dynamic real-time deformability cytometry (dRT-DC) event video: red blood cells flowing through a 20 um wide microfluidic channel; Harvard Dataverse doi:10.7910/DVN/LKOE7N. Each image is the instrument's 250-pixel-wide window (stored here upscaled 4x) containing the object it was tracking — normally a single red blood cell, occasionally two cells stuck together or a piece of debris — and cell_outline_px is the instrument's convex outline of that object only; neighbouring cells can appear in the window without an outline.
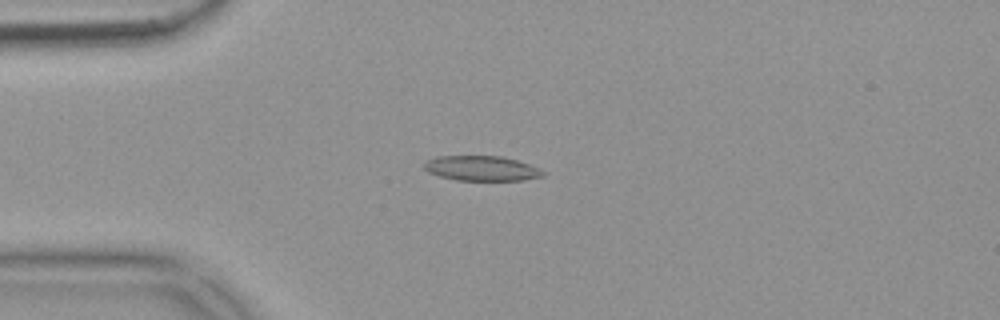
{"species": "common noctule bat (a hibernating species)", "species_latin": "Nyctalus noctula", "temperature_condition": "warm", "stored_images_in_passage": 55, "camera_frame_rate_fps": 3000, "um_per_image_px": 0.085, "animal": {"sex": "female", "body_mass_g": 18.4}, "frame": {"image": 1, "passage_image": 14, "time_ms": 4.333, "image_size_px": [1000, 320], "cell_outline_px": [[548, 172], [544, 176], [524, 180], [456, 180], [440, 176], [428, 172], [424, 168], [424, 160], [436, 156], [500, 156], [516, 160], [540, 168]], "centroid_in_image_um": [40.94, 14.31], "position_along_channel_um": 44.1, "area_um2": 17.4}}
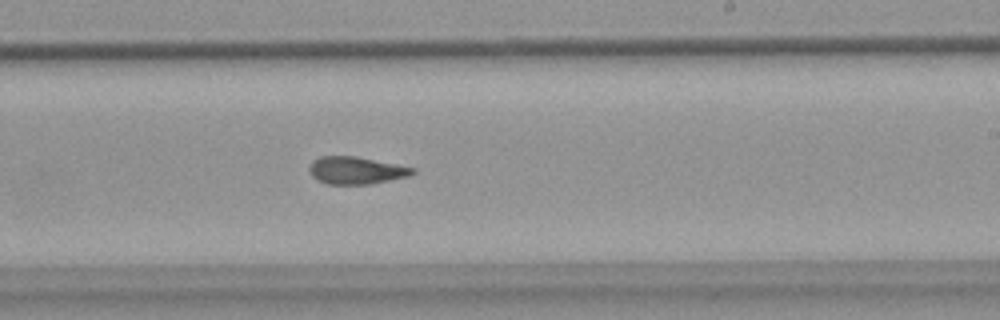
{"frame": {"image": 2, "passage_image": 33, "time_ms": 10.667, "image_size_px": [1000, 320], "cell_outline_px": [[416, 172], [408, 176], [372, 184], [328, 184], [316, 180], [312, 176], [308, 168], [312, 160], [320, 156], [356, 156], [416, 168]], "centroid_in_image_um": [30.25, 14.48], "position_along_channel_um": 258.8, "area_um2": 16.59}}
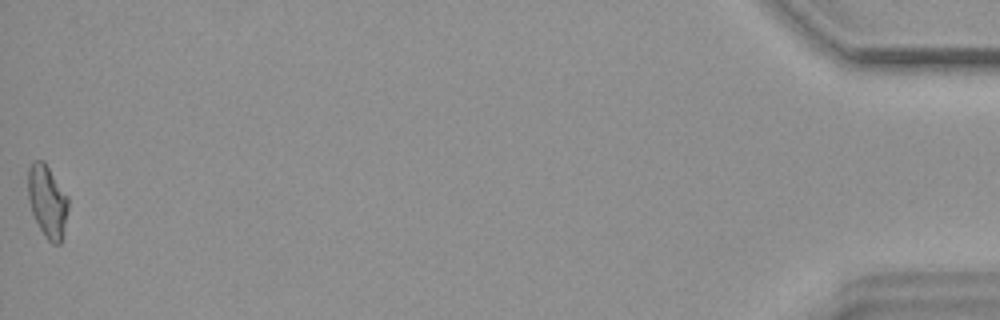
{"frame": {"image": 3, "passage_image": 55, "time_ms": 18.0, "image_size_px": [1000, 320], "cell_outline_px": [[68, 208], [60, 244], [52, 244], [44, 236], [32, 212], [28, 200], [28, 168], [36, 160], [44, 160], [68, 196]], "centroid_in_image_um": [4.02, 17.09], "position_along_channel_um": 431.2, "area_um2": 16.82}, "authors_computed_cell_mechanics": {"area_um2": 16.9354, "velocity_mm_per_s": 3.7005, "shape_relaxation_time_tau1_ms": null, "shape_relaxation_time_tau2_ms": 3.5502, "deformation_change_tau1": null, "deformation_change_tau2": 0.12}}